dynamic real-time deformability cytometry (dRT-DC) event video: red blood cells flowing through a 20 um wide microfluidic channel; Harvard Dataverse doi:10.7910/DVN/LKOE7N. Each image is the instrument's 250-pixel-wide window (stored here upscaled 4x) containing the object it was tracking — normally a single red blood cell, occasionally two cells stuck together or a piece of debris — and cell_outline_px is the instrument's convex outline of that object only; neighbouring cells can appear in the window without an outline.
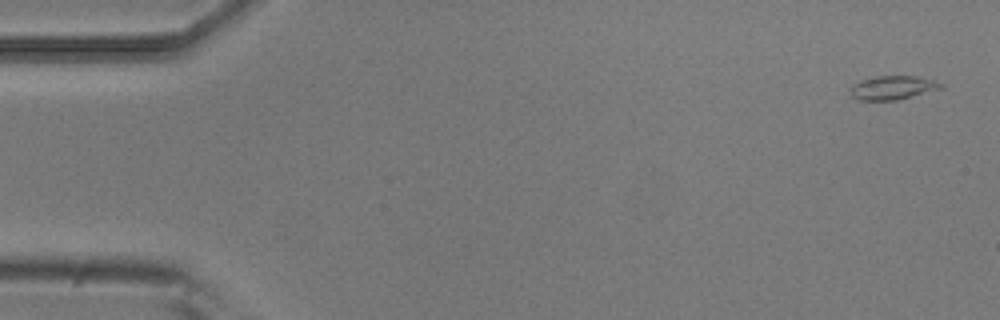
{"species": "common noctule bat (a hibernating species)", "species_latin": "Nyctalus noctula", "temperature_condition": "room temperature", "stored_images_in_passage": 5, "camera_frame_rate_fps": 3000, "um_per_image_px": 0.085, "animal": {"sex": "male", "body_mass_g": 20.5, "forearm_length_mm": 52.5}, "frame": {"image": 1, "passage_image": 1, "time_ms": 0.0, "image_size_px": [1000, 320], "cell_outline_px": [[944, 88], [896, 100], [860, 100], [852, 96], [852, 88], [856, 84], [864, 80], [876, 76], [916, 76], [932, 80], [944, 84]], "centroid_in_image_um": [75.95, 7.45], "position_along_channel_um": 9.0, "area_um2": 12.2}}